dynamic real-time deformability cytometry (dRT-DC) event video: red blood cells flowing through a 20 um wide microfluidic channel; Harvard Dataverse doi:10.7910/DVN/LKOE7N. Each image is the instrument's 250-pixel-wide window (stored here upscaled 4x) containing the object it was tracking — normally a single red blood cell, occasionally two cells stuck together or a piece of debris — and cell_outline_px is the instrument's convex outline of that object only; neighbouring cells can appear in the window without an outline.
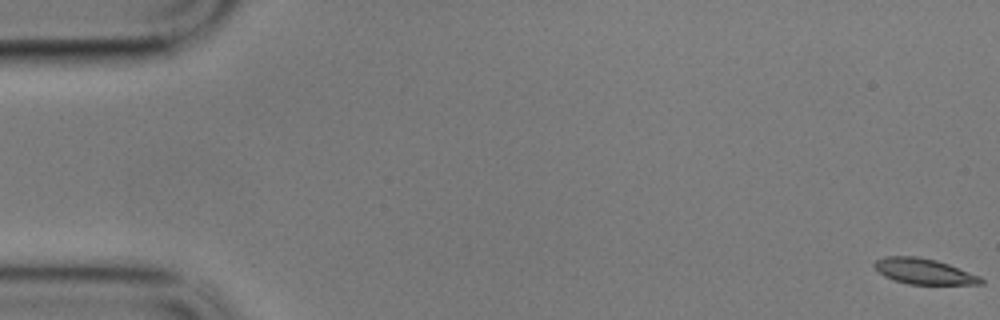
{"species": "common noctule bat (a hibernating species)", "species_latin": "Nyctalus noctula", "temperature_condition": "cold", "stored_images_in_passage": 11, "camera_frame_rate_fps": 3000, "um_per_image_px": 0.085, "animal": {"sex": "male", "body_mass_g": 17.9}, "frame": {"image": 1, "passage_image": 1, "time_ms": 0.0, "image_size_px": [1000, 320], "cell_outline_px": [[984, 284], [908, 284], [884, 276], [872, 264], [876, 260], [884, 256], [916, 256], [936, 260], [948, 264], [980, 276], [984, 280]], "centroid_in_image_um": [78.53, 23.06], "position_along_channel_um": 6.5, "area_um2": 15.78}}